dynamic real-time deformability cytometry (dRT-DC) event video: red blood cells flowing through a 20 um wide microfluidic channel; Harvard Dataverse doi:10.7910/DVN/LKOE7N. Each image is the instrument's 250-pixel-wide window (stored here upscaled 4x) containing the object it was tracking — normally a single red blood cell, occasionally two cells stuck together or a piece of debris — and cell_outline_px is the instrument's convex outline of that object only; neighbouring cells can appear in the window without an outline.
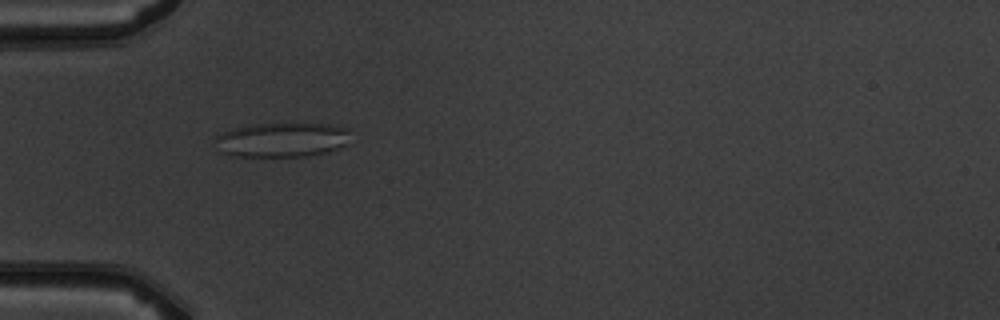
{"species": "common noctule bat (a hibernating species)", "species_latin": "Nyctalus noctula", "temperature_condition": "warm", "stored_images_in_passage": 2, "camera_frame_rate_fps": 3000, "um_per_image_px": 0.085, "animal": {"sex": "male", "body_mass_g": 19.5, "forearm_length_mm": 54.6}, "frame": {"image": 1, "passage_image": 1, "time_ms": 0.0, "image_size_px": [1000, 320], "cell_outline_px": [[348, 132], [344, 144], [328, 152], [304, 156], [228, 156], [224, 152], [216, 136], [220, 132], [232, 128], [252, 124], [328, 124], [348, 128]], "centroid_in_image_um": [23.95, 11.87], "position_along_channel_um": 61.1, "area_um2": 26.59}}
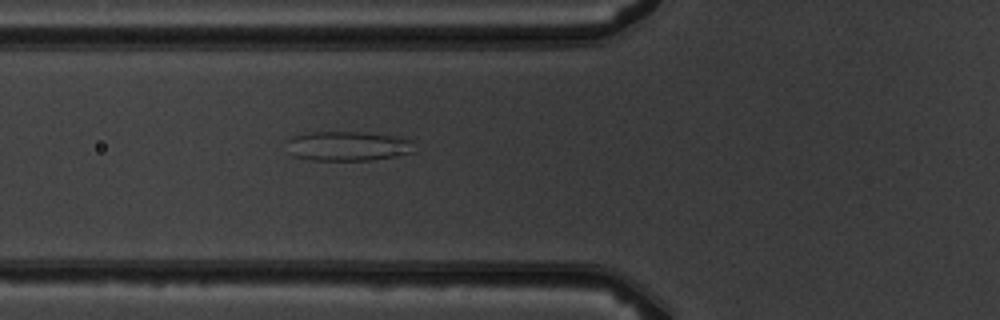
{"frame": {"image": 2, "passage_image": 2, "time_ms": 1.0, "image_size_px": [1000, 320], "cell_outline_px": [[416, 152], [400, 156], [372, 160], [312, 160], [292, 156], [284, 140], [292, 136], [308, 132], [360, 132], [392, 136], [412, 140]], "centroid_in_image_um": [29.55, 12.42], "position_along_channel_um": 96.2, "area_um2": 22.31}}